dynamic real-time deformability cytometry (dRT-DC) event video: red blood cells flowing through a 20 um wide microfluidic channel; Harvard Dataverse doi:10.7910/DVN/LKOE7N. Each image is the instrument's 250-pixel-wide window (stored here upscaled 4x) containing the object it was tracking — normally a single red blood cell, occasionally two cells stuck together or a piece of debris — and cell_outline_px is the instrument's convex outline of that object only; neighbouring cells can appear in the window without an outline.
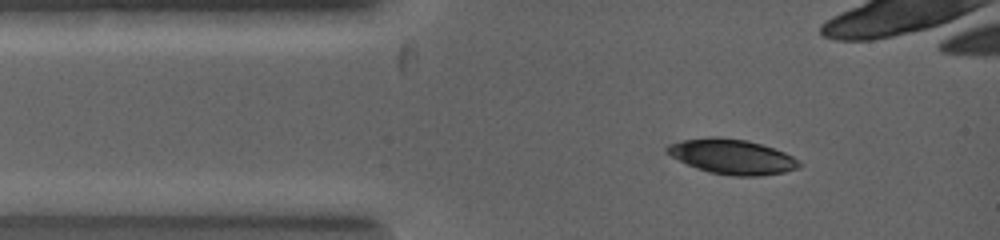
{"species": "common noctule bat (a hibernating species)", "species_latin": "Nyctalus noctula", "temperature_condition": "warm", "stored_images_in_passage": 4, "camera_frame_rate_fps": 5000, "um_per_image_px": 0.085, "animal": {"sex": "female", "body_mass_g": 19.0, "forearm_length_mm": 53.3}, "frame": {"image": 1, "passage_image": 1, "time_ms": 0.0, "image_size_px": [1000, 240], "cell_outline_px": [[804, 164], [800, 168], [784, 172], [760, 176], [732, 176], [708, 172], [696, 168], [664, 152], [664, 148], [668, 144], [680, 140], [708, 136], [716, 136], [748, 140], [784, 152], [792, 156]], "centroid_in_image_um": [62.21, 13.31], "position_along_channel_um": 22.8, "area_um2": 27.17}}